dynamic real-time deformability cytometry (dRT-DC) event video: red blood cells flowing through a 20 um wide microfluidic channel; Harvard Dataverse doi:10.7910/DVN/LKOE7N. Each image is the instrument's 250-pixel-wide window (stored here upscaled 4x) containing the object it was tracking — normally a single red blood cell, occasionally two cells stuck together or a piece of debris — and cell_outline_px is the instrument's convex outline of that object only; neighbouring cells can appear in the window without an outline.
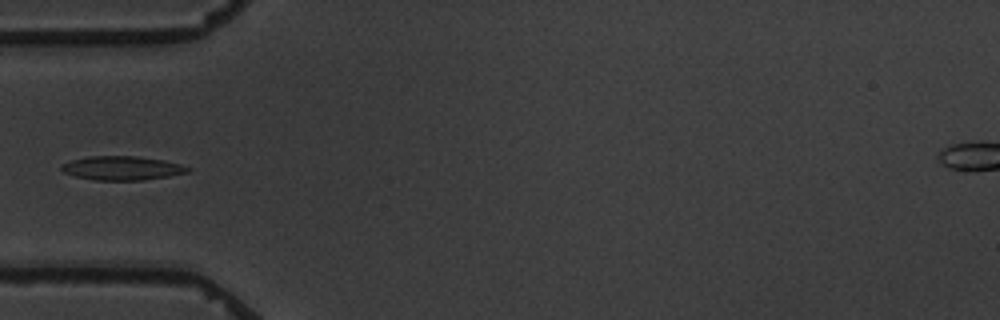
{"species": "common noctule bat (a hibernating species)", "species_latin": "Nyctalus noctula", "temperature_condition": "warm", "stored_images_in_passage": 3, "camera_frame_rate_fps": 3000, "um_per_image_px": 0.085, "animal": {"sex": "male", "body_mass_g": 19.5, "forearm_length_mm": 54.6}, "frame": {"image": 1, "passage_image": 3, "time_ms": 9.667, "image_size_px": [1000, 320], "cell_outline_px": [[192, 168], [188, 172], [168, 176], [144, 180], [96, 180], [76, 176], [64, 172], [60, 168], [60, 164], [72, 160], [88, 156], [136, 156], [164, 160], [180, 164]], "centroid_in_image_um": [10.37, 14.28], "position_along_channel_um": 74.6, "area_um2": 17.57}}